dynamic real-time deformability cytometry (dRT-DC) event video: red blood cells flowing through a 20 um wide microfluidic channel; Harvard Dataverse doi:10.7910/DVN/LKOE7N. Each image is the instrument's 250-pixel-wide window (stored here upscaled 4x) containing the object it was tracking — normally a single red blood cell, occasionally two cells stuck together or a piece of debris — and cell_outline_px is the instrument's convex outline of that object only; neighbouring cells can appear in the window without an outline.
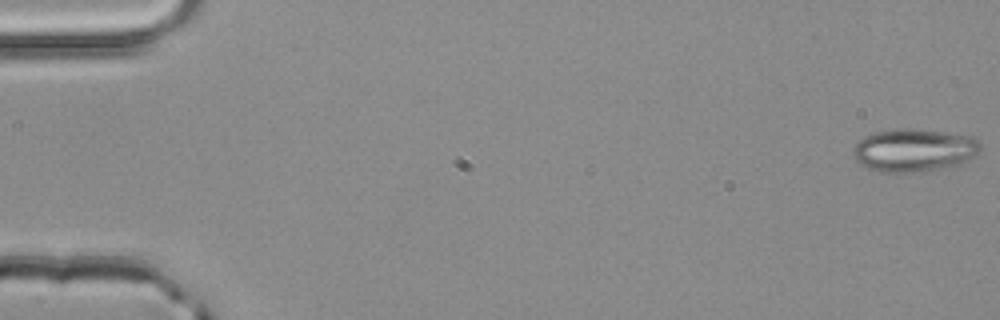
{"species": "common noctule bat (a hibernating species)", "species_latin": "Nyctalus noctula", "temperature_condition": "room temperature", "stored_images_in_passage": 52, "camera_frame_rate_fps": 3000, "um_per_image_px": 0.085, "animal": {"sex": "male", "body_mass_g": 20.4}, "frame": {"image": 1, "passage_image": 1, "time_ms": 0.0, "image_size_px": [1000, 320], "cell_outline_px": [[980, 148], [976, 156], [960, 164], [916, 172], [880, 172], [868, 168], [860, 164], [852, 156], [852, 148], [860, 140], [876, 132], [900, 128], [912, 128], [972, 136], [980, 144]], "centroid_in_image_um": [77.67, 12.77], "position_along_channel_um": 7.3, "area_um2": 31.62}}
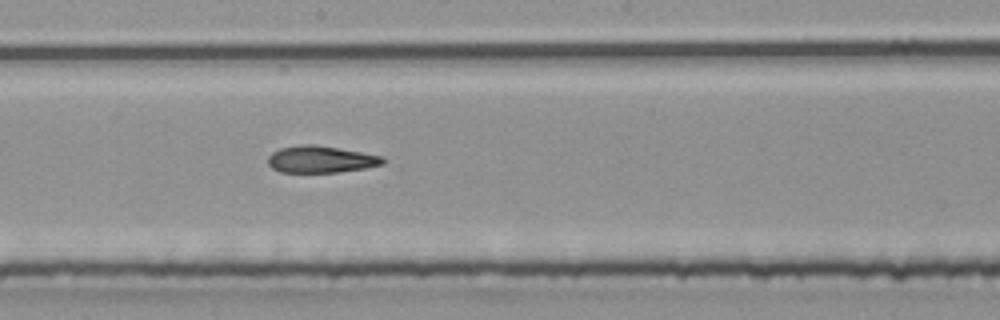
{"frame": {"image": 2, "passage_image": 29, "time_ms": 9.333, "image_size_px": [1000, 320], "cell_outline_px": [[384, 164], [364, 168], [336, 172], [280, 172], [272, 168], [268, 164], [268, 156], [272, 152], [280, 148], [304, 144], [316, 144], [384, 156]], "centroid_in_image_um": [27.26, 13.54], "position_along_channel_um": 220.9, "area_um2": 17.98}}
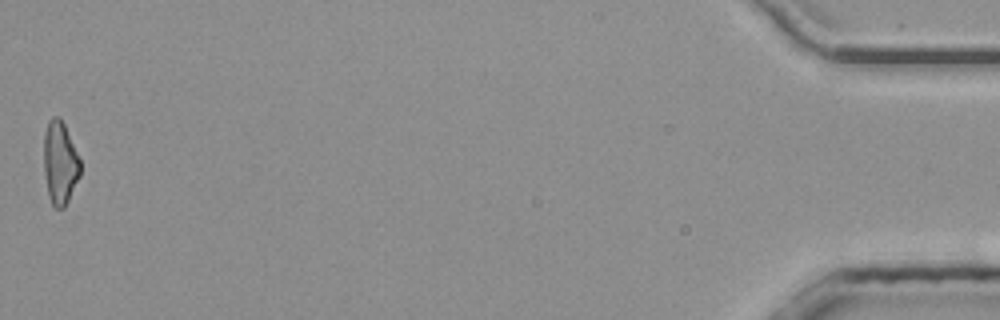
{"frame": {"image": 3, "passage_image": 52, "time_ms": 17.0, "image_size_px": [1000, 320], "cell_outline_px": [[80, 176], [64, 208], [56, 208], [52, 204], [48, 192], [44, 172], [44, 132], [48, 120], [52, 116], [56, 116], [64, 124], [80, 160]], "centroid_in_image_um": [5.09, 13.83], "position_along_channel_um": 430.1, "area_um2": 17.4}, "authors_computed_cell_mechanics": {"area_um2": 18.7561, "velocity_mm_per_s": 4.0609, "shape_relaxation_time_tau1_ms": 5.8279, "shape_relaxation_time_tau2_ms": 3.0713, "deformation_change_tau1": 0.1745, "deformation_change_tau2": 0.1199}}